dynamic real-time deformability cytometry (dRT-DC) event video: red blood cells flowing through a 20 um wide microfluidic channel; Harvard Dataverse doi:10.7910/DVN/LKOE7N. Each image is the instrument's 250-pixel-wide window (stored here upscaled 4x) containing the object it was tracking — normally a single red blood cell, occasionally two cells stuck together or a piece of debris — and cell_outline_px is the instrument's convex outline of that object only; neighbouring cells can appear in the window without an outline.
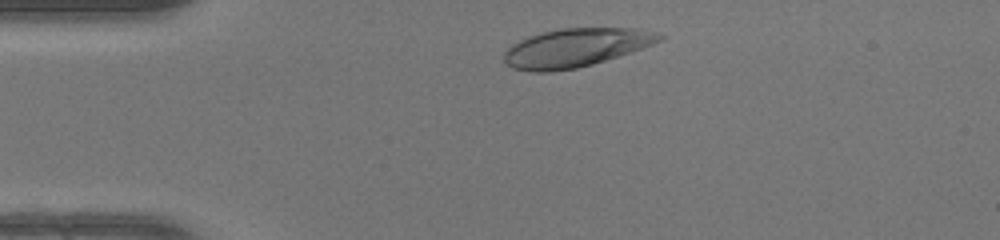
{"species": "human", "species_latin": "Homo sapiens", "temperature_condition": "warm", "stored_images_in_passage": 32, "camera_frame_rate_fps": 3000, "um_per_image_px": 0.085, "donor": {"sex": "female"}, "frame": {"image": 1, "passage_image": 1, "time_ms": 0.0, "image_size_px": [1000, 240], "cell_outline_px": [[664, 36], [660, 40], [652, 44], [592, 64], [576, 68], [552, 72], [532, 72], [512, 68], [504, 60], [504, 52], [512, 44], [528, 36], [560, 28], [640, 28]], "centroid_in_image_um": [48.87, 4.06], "position_along_channel_um": 36.1, "area_um2": 34.39}}
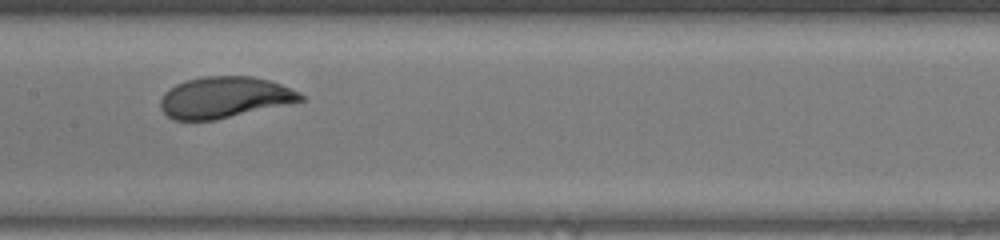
{"frame": {"image": 2, "passage_image": 15, "time_ms": 4.667, "image_size_px": [1000, 240], "cell_outline_px": [[304, 100], [216, 120], [172, 120], [160, 108], [160, 100], [164, 92], [168, 88], [176, 84], [188, 80], [204, 76], [252, 76], [268, 80], [280, 84], [300, 92], [304, 96]], "centroid_in_image_um": [19.04, 8.28], "position_along_channel_um": 188.4, "area_um2": 33.58}}
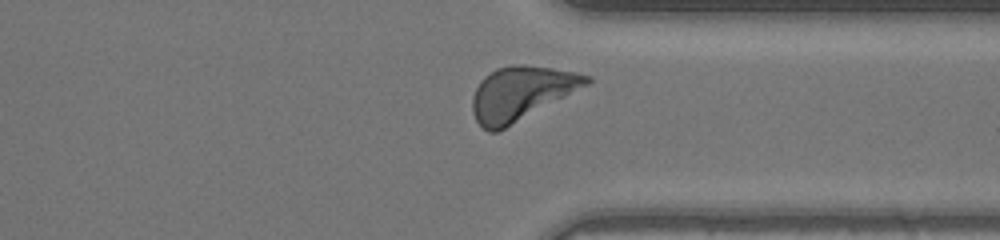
{"frame": {"image": 3, "passage_image": 28, "time_ms": 9.0, "image_size_px": [1000, 240], "cell_outline_px": [[592, 80], [588, 84], [504, 128], [496, 132], [488, 132], [476, 120], [472, 112], [472, 96], [480, 80], [484, 76], [496, 68], [512, 64], [524, 64], [552, 68], [576, 72], [592, 76]], "centroid_in_image_um": [44.26, 7.9], "position_along_channel_um": 367.1, "area_um2": 35.32}, "authors_computed_cell_mechanics": {"area_um2": 33.9864, "velocity_mm_per_s": 4.1384, "shape_relaxation_time_tau1_ms": 2.8955, "shape_relaxation_time_tau2_ms": null, "deformation_change_tau1": 0.164, "deformation_change_tau2": null}}